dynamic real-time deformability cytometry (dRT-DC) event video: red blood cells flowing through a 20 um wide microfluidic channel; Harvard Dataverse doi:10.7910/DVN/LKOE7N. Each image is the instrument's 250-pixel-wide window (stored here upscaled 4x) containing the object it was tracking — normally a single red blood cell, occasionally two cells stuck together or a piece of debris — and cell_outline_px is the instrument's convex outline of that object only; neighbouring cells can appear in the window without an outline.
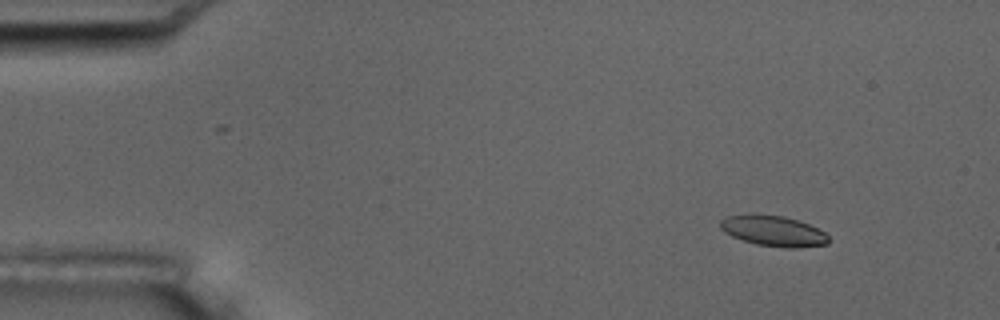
{"species": "common noctule bat (a hibernating species)", "species_latin": "Nyctalus noctula", "temperature_condition": "room temperature", "stored_images_in_passage": 4, "camera_frame_rate_fps": 3000, "um_per_image_px": 0.085, "animal": {"sex": "male", "body_mass_g": 17.5, "forearm_length_mm": 52.3}, "frame": {"image": 1, "passage_image": 1, "time_ms": 0.0, "image_size_px": [1000, 320], "cell_outline_px": [[828, 244], [796, 248], [788, 248], [756, 244], [732, 236], [724, 232], [720, 228], [720, 220], [724, 216], [784, 216], [808, 224], [824, 232], [828, 236]], "centroid_in_image_um": [65.75, 19.66], "position_along_channel_um": 19.3, "area_um2": 18.67}}
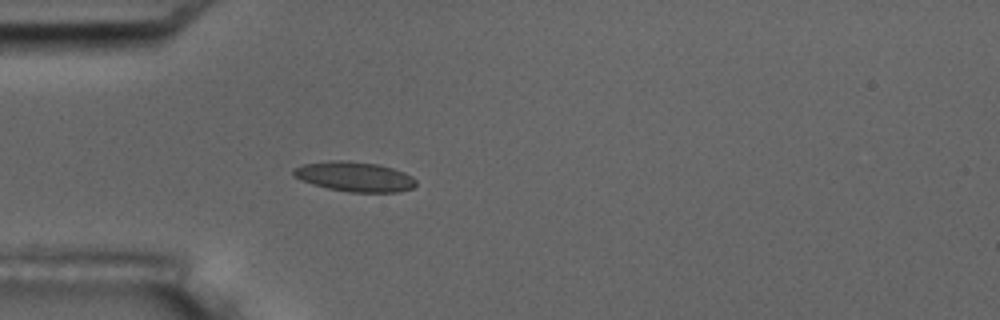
{"frame": {"image": 2, "passage_image": 4, "time_ms": 3.333, "image_size_px": [1000, 320], "cell_outline_px": [[416, 184], [412, 188], [396, 192], [348, 192], [328, 188], [312, 184], [300, 180], [292, 176], [292, 168], [304, 164], [332, 160], [348, 160], [376, 164], [392, 168], [404, 172], [412, 176], [416, 180]], "centroid_in_image_um": [30.1, 15.01], "position_along_channel_um": 54.9, "area_um2": 21.39}}